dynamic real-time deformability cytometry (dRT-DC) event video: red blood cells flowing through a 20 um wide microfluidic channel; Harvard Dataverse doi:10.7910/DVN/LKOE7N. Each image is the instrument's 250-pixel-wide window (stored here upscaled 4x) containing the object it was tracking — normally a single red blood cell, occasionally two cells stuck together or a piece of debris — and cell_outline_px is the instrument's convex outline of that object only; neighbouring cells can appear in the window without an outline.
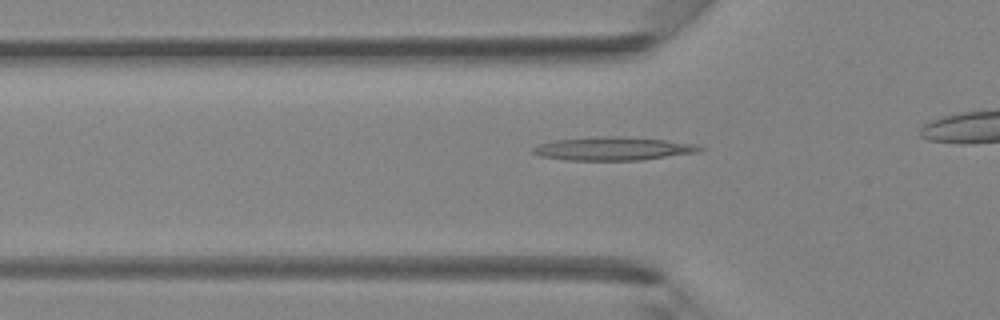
{"species": "Egyptian fruit bat (a non-hibernating species)", "species_latin": "Rousettus aegyptiacus", "temperature_condition": "room temperature", "stored_images_in_passage": 30, "camera_frame_rate_fps": 3000, "um_per_image_px": 0.085, "animal": {"sex": "female"}, "frame": {"image": 1, "passage_image": 10, "time_ms": 3.0, "image_size_px": [1000, 320], "cell_outline_px": [[708, 148], [696, 152], [644, 160], [568, 160], [540, 156], [532, 152], [532, 148], [540, 144], [556, 140], [600, 136], [620, 136], [664, 140], [696, 144]], "centroid_in_image_um": [52.15, 12.64], "position_along_channel_um": 73.7, "area_um2": 22.6}}
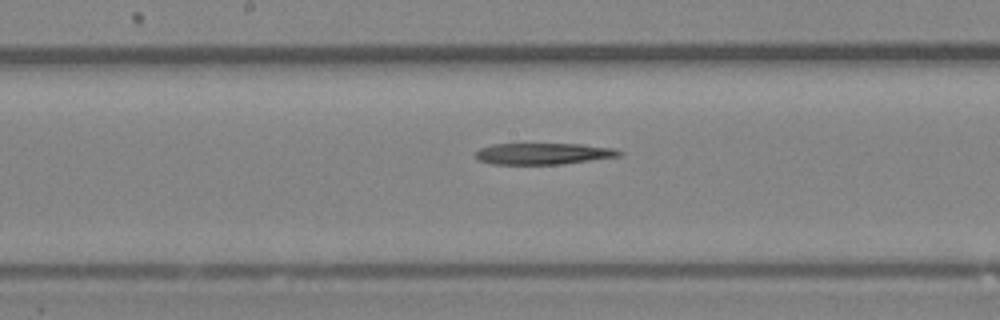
{"frame": {"image": 2, "passage_image": 18, "time_ms": 5.667, "image_size_px": [1000, 320], "cell_outline_px": [[624, 156], [564, 164], [492, 164], [480, 160], [476, 156], [476, 152], [480, 148], [492, 144], [580, 144], [616, 148], [624, 152]], "centroid_in_image_um": [46.29, 13.06], "position_along_channel_um": 201.9, "area_um2": 18.09}}
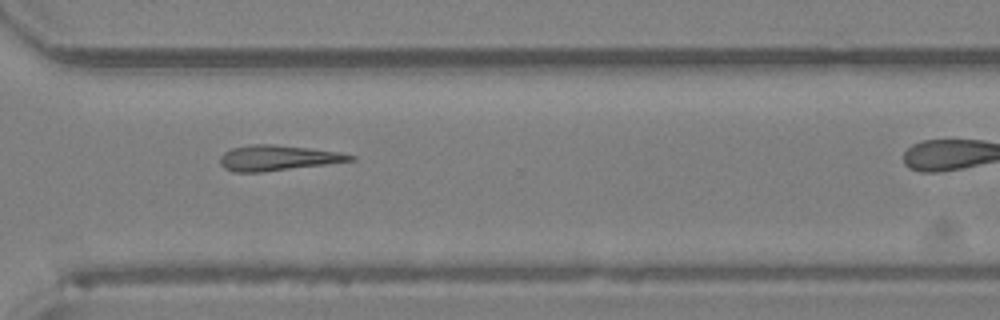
{"frame": {"image": 3, "passage_image": 27, "time_ms": 8.667, "image_size_px": [1000, 320], "cell_outline_px": [[356, 160], [264, 172], [232, 172], [224, 168], [220, 164], [220, 156], [224, 152], [232, 148], [252, 144], [276, 144], [340, 152], [356, 156]], "centroid_in_image_um": [23.59, 13.42], "position_along_channel_um": 347.0, "area_um2": 19.31}}